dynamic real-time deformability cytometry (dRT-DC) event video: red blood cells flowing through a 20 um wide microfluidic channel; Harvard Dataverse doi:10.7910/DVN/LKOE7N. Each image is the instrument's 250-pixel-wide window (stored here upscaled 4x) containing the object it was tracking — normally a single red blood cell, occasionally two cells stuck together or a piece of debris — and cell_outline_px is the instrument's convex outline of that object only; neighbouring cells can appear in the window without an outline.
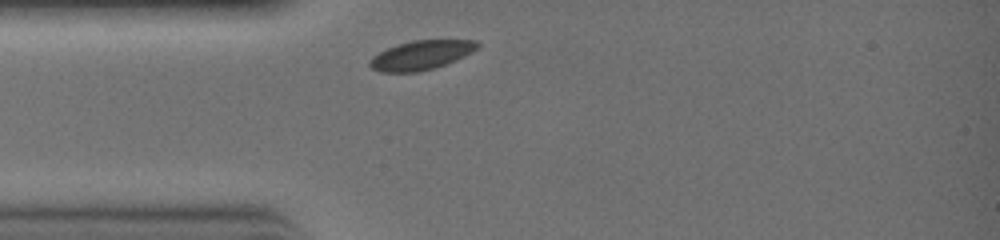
{"species": "common noctule bat (a hibernating species)", "species_latin": "Nyctalus noctula", "temperature_condition": "warm", "stored_images_in_passage": 19, "camera_frame_rate_fps": 3000, "um_per_image_px": 0.085, "animal": {"sex": "female", "body_mass_g": 19.0, "forearm_length_mm": 51.5}, "frame": {"image": 1, "passage_image": 1, "time_ms": 0.0, "image_size_px": [1000, 240], "cell_outline_px": [[480, 44], [472, 52], [456, 60], [432, 68], [416, 72], [380, 72], [372, 68], [368, 64], [368, 60], [372, 56], [396, 44], [412, 40], [480, 40]], "centroid_in_image_um": [35.78, 4.67], "position_along_channel_um": 49.2, "area_um2": 18.26}}
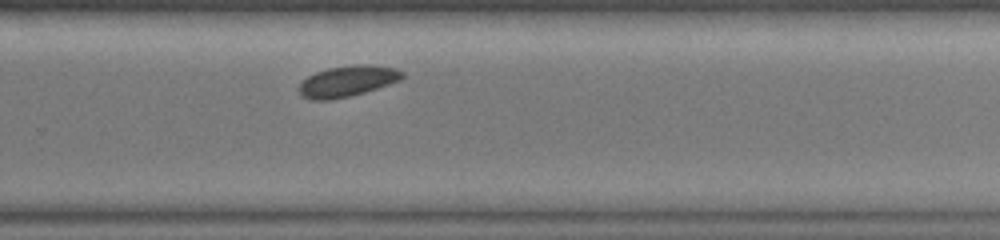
{"frame": {"image": 2, "passage_image": 14, "time_ms": 4.333, "image_size_px": [1000, 240], "cell_outline_px": [[404, 76], [400, 80], [364, 92], [332, 100], [312, 100], [300, 96], [296, 88], [308, 76], [316, 72], [328, 68], [352, 64], [376, 64], [396, 68], [404, 72]], "centroid_in_image_um": [29.51, 6.89], "position_along_channel_um": 300.3, "area_um2": 18.84}}
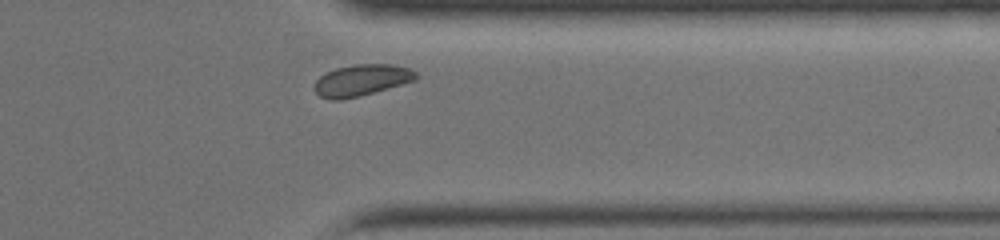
{"frame": {"image": 3, "passage_image": 18, "time_ms": 5.667, "image_size_px": [1000, 240], "cell_outline_px": [[420, 76], [416, 80], [360, 96], [336, 100], [332, 100], [320, 96], [316, 92], [316, 80], [324, 72], [336, 68], [352, 64], [396, 64], [408, 68], [416, 72]], "centroid_in_image_um": [30.76, 6.8], "position_along_channel_um": 380.6, "area_um2": 18.61}}